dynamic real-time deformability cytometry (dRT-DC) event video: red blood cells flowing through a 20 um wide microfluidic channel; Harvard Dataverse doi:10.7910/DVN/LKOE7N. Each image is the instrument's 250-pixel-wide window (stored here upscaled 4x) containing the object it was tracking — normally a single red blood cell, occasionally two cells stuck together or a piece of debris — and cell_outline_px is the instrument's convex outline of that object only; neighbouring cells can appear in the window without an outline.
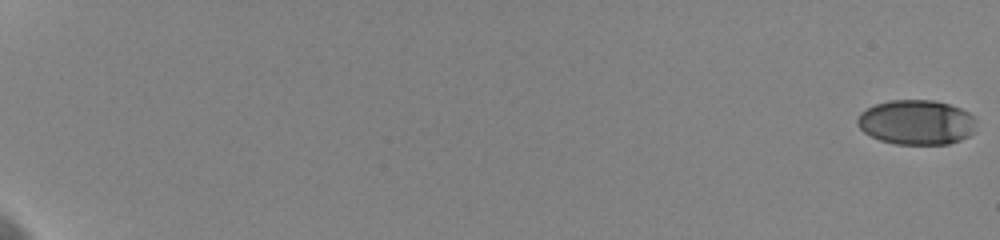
{"species": "human", "species_latin": "Homo sapiens", "temperature_condition": "cold", "stored_images_in_passage": 21, "camera_frame_rate_fps": 3000, "um_per_image_px": 0.085, "donor": {"sex": "female"}, "frame": {"image": 1, "passage_image": 1, "time_ms": 0.0, "image_size_px": [1000, 240], "cell_outline_px": [[976, 120], [972, 132], [968, 136], [960, 140], [948, 144], [896, 144], [880, 140], [864, 132], [856, 124], [856, 120], [860, 112], [876, 104], [888, 100], [936, 100], [960, 108], [976, 116]], "centroid_in_image_um": [77.89, 10.39], "position_along_channel_um": 7.1, "area_um2": 31.1}}
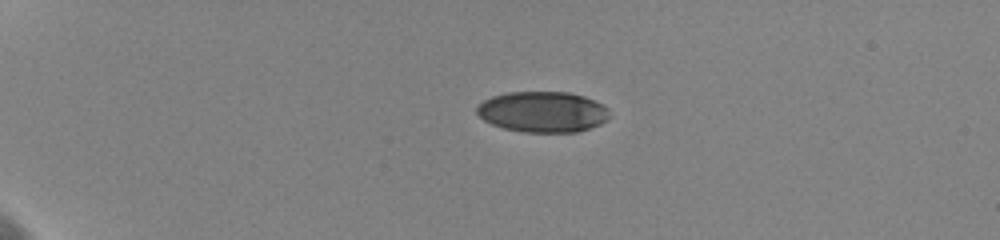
{"frame": {"image": 2, "passage_image": 13, "time_ms": 5.333, "image_size_px": [1000, 240], "cell_outline_px": [[608, 120], [600, 124], [576, 132], [524, 132], [504, 128], [492, 124], [484, 120], [476, 112], [476, 104], [492, 96], [508, 92], [568, 92], [584, 96], [608, 108]], "centroid_in_image_um": [46.1, 9.5], "position_along_channel_um": 38.9, "area_um2": 31.44}}